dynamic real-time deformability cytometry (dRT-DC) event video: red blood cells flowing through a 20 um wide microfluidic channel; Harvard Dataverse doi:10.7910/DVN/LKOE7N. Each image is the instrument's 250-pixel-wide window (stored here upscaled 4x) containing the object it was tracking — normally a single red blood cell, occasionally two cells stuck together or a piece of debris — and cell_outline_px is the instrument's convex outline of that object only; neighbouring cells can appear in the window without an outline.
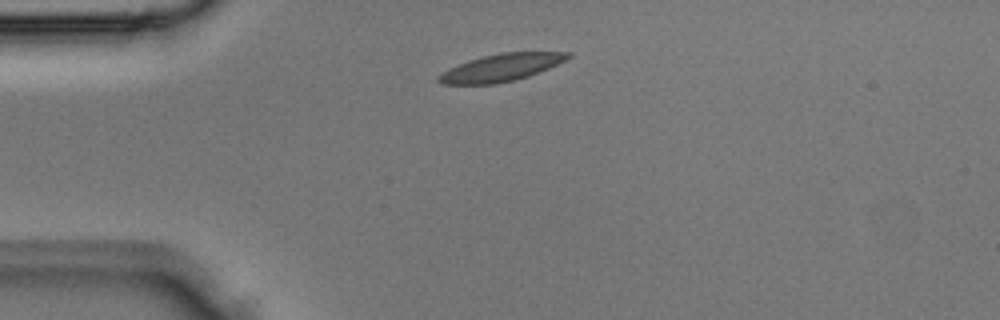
{"species": "Egyptian fruit bat (a non-hibernating species)", "species_latin": "Rousettus aegyptiacus", "temperature_condition": "room temperature", "stored_images_in_passage": 2, "camera_frame_rate_fps": 3000, "um_per_image_px": 0.085, "animal": {"sex": "male"}, "frame": {"image": 1, "passage_image": 1, "time_ms": 0.0, "image_size_px": [1000, 320], "cell_outline_px": [[572, 56], [548, 68], [528, 76], [496, 84], [440, 84], [436, 80], [436, 76], [460, 64], [484, 56], [504, 52], [572, 52]], "centroid_in_image_um": [42.6, 5.75], "position_along_channel_um": 42.4, "area_um2": 20.11}}